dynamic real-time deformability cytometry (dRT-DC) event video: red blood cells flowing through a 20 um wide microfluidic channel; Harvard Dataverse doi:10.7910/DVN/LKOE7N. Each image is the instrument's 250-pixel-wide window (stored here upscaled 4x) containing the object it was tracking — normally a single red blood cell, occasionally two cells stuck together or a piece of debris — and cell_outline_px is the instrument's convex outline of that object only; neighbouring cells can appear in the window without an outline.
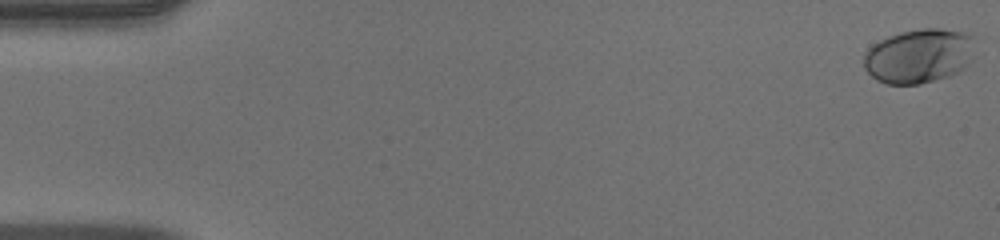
{"species": "human", "species_latin": "Homo sapiens", "temperature_condition": "warm", "stored_images_in_passage": 52, "camera_frame_rate_fps": 3000, "um_per_image_px": 0.085, "donor": {"sex": "male"}, "frame": {"image": 1, "passage_image": 1, "time_ms": 0.0, "image_size_px": [1000, 240], "cell_outline_px": [[976, 56], [960, 72], [948, 76], [920, 84], [884, 84], [876, 80], [864, 68], [864, 52], [872, 44], [888, 36], [900, 32], [920, 28], [940, 28], [964, 32], [976, 36]], "centroid_in_image_um": [78.17, 4.74], "position_along_channel_um": 6.8, "area_um2": 36.13}}
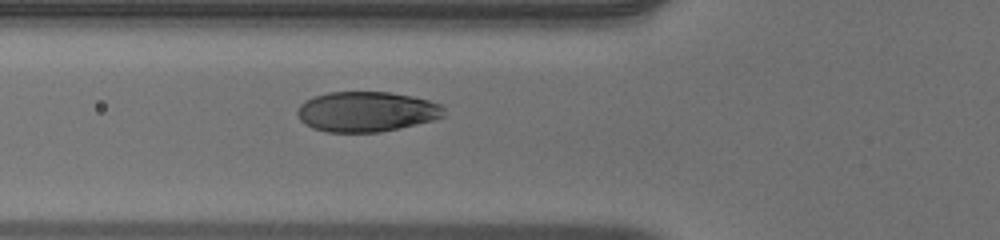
{"frame": {"image": 2, "passage_image": 20, "time_ms": 6.333, "image_size_px": [1000, 240], "cell_outline_px": [[444, 116], [432, 120], [380, 132], [328, 132], [312, 128], [304, 124], [300, 120], [296, 112], [300, 104], [304, 100], [312, 96], [328, 92], [388, 92], [412, 96], [428, 100], [440, 104], [444, 108]], "centroid_in_image_um": [31.1, 9.48], "position_along_channel_um": 94.7, "area_um2": 34.33}}
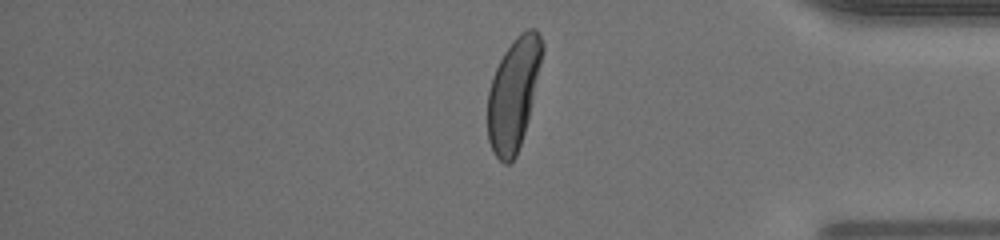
{"frame": {"image": 3, "passage_image": 44, "time_ms": 14.333, "image_size_px": [1000, 240], "cell_outline_px": [[544, 52], [528, 120], [516, 156], [508, 164], [504, 164], [496, 156], [488, 140], [488, 92], [496, 68], [504, 52], [516, 36], [520, 32], [528, 28], [536, 28], [544, 44]], "centroid_in_image_um": [43.67, 7.94], "position_along_channel_um": 391.5, "area_um2": 35.37}, "authors_computed_cell_mechanics": {"area_um2": 35.4314, "velocity_mm_per_s": 3.9787, "shape_relaxation_time_tau1_ms": 2.1263, "shape_relaxation_time_tau2_ms": null, "deformation_change_tau1": 0.1572, "deformation_change_tau2": null}}